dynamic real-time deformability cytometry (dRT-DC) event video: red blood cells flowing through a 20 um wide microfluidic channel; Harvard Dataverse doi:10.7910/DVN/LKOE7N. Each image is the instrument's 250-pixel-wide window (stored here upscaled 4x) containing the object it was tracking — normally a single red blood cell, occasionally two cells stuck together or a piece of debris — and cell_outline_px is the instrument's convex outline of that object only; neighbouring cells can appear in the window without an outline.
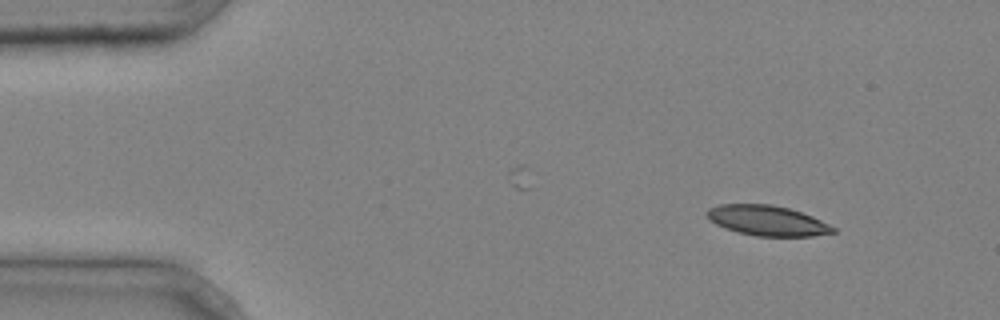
{"species": "common noctule bat (a hibernating species)", "species_latin": "Nyctalus noctula", "temperature_condition": "cold", "stored_images_in_passage": 3, "camera_frame_rate_fps": 3000, "um_per_image_px": 0.085, "animal": {"sex": "male", "body_mass_g": 20.4}, "frame": {"image": 1, "passage_image": 1, "time_ms": 0.0, "image_size_px": [1000, 320], "cell_outline_px": [[836, 232], [812, 236], [756, 236], [724, 228], [708, 220], [708, 208], [720, 204], [772, 204], [788, 208], [812, 216], [836, 228]], "centroid_in_image_um": [65.21, 18.75], "position_along_channel_um": 19.8, "area_um2": 22.02}}